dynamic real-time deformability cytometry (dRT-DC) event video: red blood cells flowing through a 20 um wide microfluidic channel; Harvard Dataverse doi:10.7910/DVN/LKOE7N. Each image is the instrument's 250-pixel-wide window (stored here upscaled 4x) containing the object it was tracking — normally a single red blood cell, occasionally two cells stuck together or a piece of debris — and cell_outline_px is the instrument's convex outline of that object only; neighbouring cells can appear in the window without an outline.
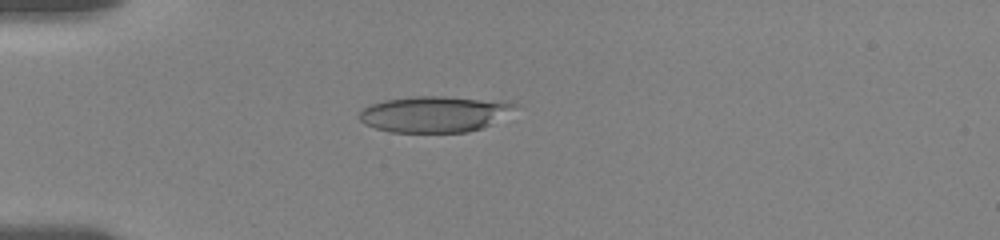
{"species": "human", "species_latin": "Homo sapiens", "temperature_condition": "room temperature", "stored_images_in_passage": 56, "camera_frame_rate_fps": 3000, "um_per_image_px": 0.085, "donor": {"sex": "female"}, "frame": {"image": 1, "passage_image": 16, "time_ms": 5.0, "image_size_px": [1000, 240], "cell_outline_px": [[520, 104], [488, 124], [480, 128], [468, 132], [392, 132], [376, 128], [364, 124], [360, 120], [360, 112], [364, 108], [372, 104], [384, 100], [416, 96], [444, 96]], "centroid_in_image_um": [36.81, 9.7], "position_along_channel_um": 48.2, "area_um2": 31.73}}
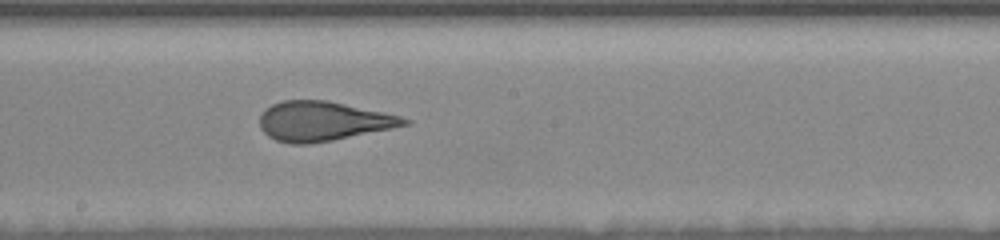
{"frame": {"image": 2, "passage_image": 32, "time_ms": 10.333, "image_size_px": [1000, 240], "cell_outline_px": [[412, 120], [408, 124], [392, 128], [332, 140], [308, 144], [288, 144], [276, 140], [268, 136], [260, 128], [260, 116], [264, 108], [272, 104], [284, 100], [328, 100], [384, 112], [400, 116]], "centroid_in_image_um": [27.42, 10.29], "position_along_channel_um": 220.8, "area_um2": 33.23}}
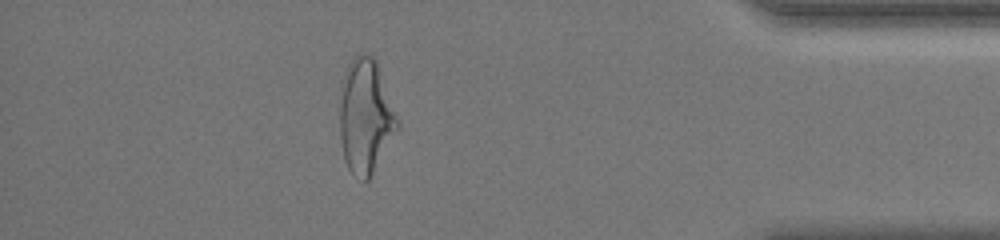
{"frame": {"image": 3, "passage_image": 50, "time_ms": 16.333, "image_size_px": [1000, 240], "cell_outline_px": [[400, 128], [368, 180], [364, 180], [352, 172], [348, 168], [344, 160], [340, 140], [340, 108], [344, 76], [348, 64], [352, 56], [372, 56], [376, 60], [400, 120]], "centroid_in_image_um": [31.1, 9.91], "position_along_channel_um": 404.1, "area_um2": 38.26}, "authors_computed_cell_mechanics": {"area_um2": 33.6396, "velocity_mm_per_s": 3.626, "shape_relaxation_time_tau1_ms": 4.2758, "shape_relaxation_time_tau2_ms": 0.9591, "deformation_change_tau1": 0.1812, "deformation_change_tau2": 0.1005}}